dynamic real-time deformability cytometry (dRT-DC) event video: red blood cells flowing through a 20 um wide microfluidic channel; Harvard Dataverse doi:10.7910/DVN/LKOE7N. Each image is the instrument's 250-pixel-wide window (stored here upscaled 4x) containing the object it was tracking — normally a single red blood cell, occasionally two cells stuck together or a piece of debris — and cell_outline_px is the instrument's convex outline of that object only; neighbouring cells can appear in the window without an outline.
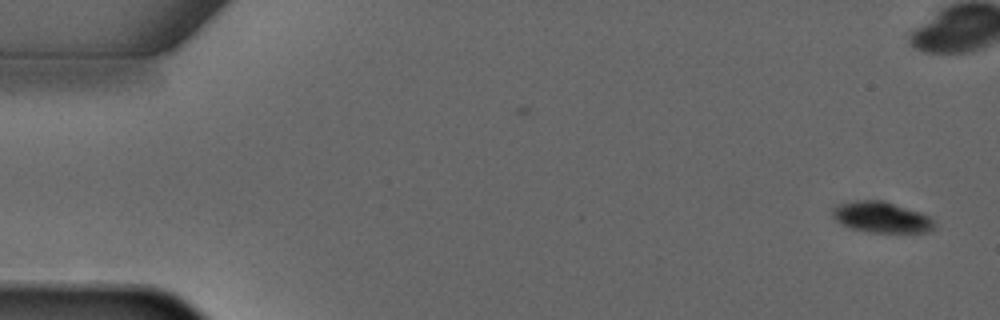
{"species": "common noctule bat (a hibernating species)", "species_latin": "Nyctalus noctula", "temperature_condition": "warm", "stored_images_in_passage": 5, "camera_frame_rate_fps": 3000, "um_per_image_px": 0.085, "animal": {"sex": "male", "forearm_length_mm": 52.5}, "frame": {"image": 1, "passage_image": 1, "time_ms": 0.0, "image_size_px": [1000, 320], "cell_outline_px": [[936, 228], [928, 232], [868, 232], [852, 228], [840, 224], [832, 216], [832, 208], [840, 204], [856, 200], [884, 200], [932, 216]], "centroid_in_image_um": [74.95, 18.46], "position_along_channel_um": 10.0, "area_um2": 18.5}}